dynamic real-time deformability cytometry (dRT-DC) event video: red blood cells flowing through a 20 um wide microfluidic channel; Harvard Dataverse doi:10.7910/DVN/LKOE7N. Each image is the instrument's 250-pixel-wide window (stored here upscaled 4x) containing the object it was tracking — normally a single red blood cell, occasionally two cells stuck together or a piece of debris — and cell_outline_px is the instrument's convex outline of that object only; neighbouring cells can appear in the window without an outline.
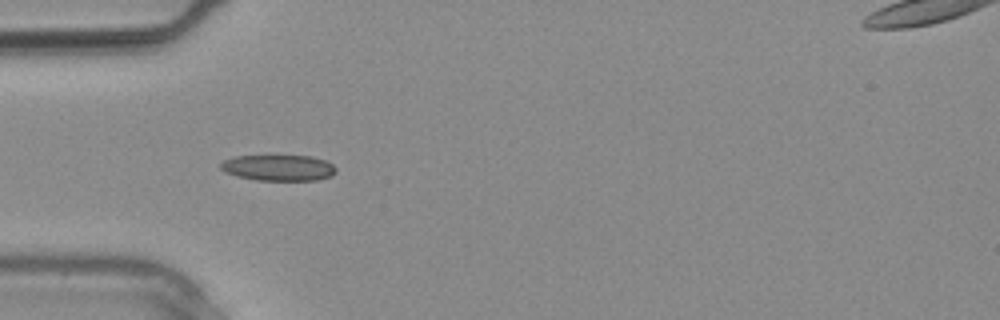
{"species": "common noctule bat (a hibernating species)", "species_latin": "Nyctalus noctula", "temperature_condition": "warm", "stored_images_in_passage": 2, "camera_frame_rate_fps": 3000, "um_per_image_px": 0.085, "animal": {"sex": "male", "body_mass_g": 20.4}, "frame": {"image": 1, "passage_image": 2, "time_ms": 0.333, "image_size_px": [1000, 320], "cell_outline_px": [[336, 172], [332, 176], [316, 180], [256, 180], [236, 176], [224, 172], [220, 168], [220, 164], [224, 160], [232, 156], [312, 156], [324, 160], [332, 164], [336, 168]], "centroid_in_image_um": [23.66, 14.26], "position_along_channel_um": 61.3, "area_um2": 17.51}}